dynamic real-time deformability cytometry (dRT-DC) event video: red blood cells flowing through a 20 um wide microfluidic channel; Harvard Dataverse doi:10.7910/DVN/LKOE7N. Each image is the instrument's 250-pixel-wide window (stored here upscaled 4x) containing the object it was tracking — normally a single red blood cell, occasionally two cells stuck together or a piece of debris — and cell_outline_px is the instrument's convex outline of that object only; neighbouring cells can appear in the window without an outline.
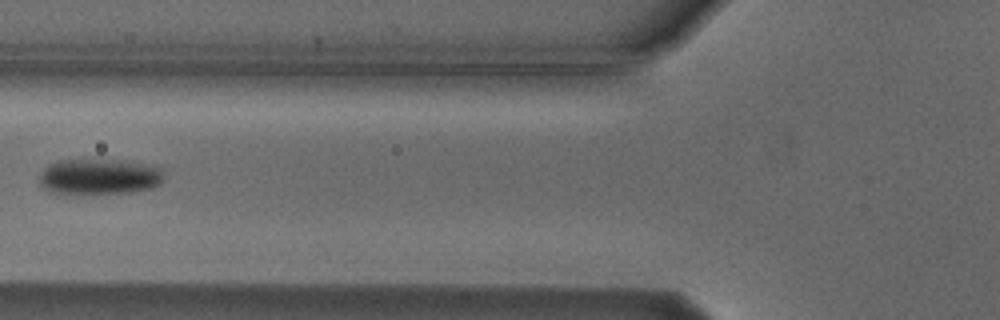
{"species": "Egyptian fruit bat (a non-hibernating species)", "species_latin": "Rousettus aegyptiacus", "temperature_condition": "cold", "stored_images_in_passage": 7, "camera_frame_rate_fps": 3000, "um_per_image_px": 0.085, "animal": {"sex": "male"}, "frame": {"image": 1, "passage_image": 6, "time_ms": 6.0, "image_size_px": [1000, 320], "cell_outline_px": [[160, 184], [152, 188], [128, 192], [52, 192], [44, 188], [40, 184], [40, 172], [48, 164], [60, 160], [104, 160], [140, 164], [160, 168]], "centroid_in_image_um": [8.35, 15.01], "position_along_channel_um": 117.4, "area_um2": 24.74}}
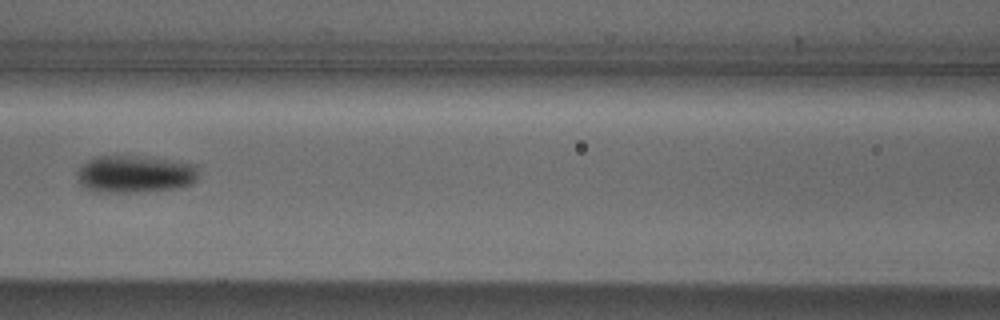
{"frame": {"image": 2, "passage_image": 7, "time_ms": 7.0, "image_size_px": [1000, 320], "cell_outline_px": [[200, 176], [192, 184], [180, 188], [144, 192], [92, 192], [84, 188], [80, 184], [80, 168], [88, 160], [96, 156], [140, 156], [196, 164]], "centroid_in_image_um": [11.54, 14.82], "position_along_channel_um": 155.1, "area_um2": 26.59}}